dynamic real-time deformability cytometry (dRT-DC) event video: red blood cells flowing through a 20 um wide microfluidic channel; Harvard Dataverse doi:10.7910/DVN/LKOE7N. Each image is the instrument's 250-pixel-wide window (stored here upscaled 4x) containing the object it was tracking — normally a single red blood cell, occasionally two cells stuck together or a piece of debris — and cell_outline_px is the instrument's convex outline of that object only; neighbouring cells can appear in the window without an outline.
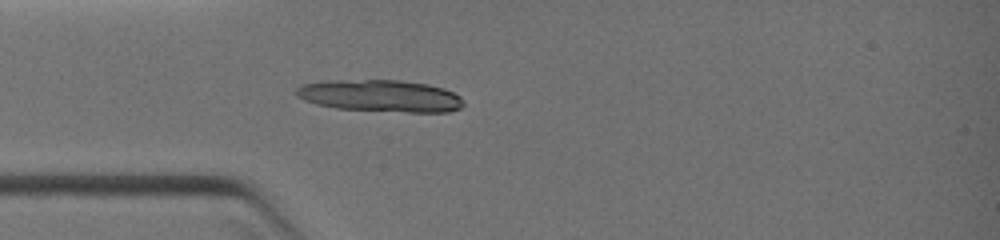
{"species": "common noctule bat (a hibernating species)", "species_latin": "Nyctalus noctula", "temperature_condition": "warm", "stored_images_in_passage": 6, "camera_frame_rate_fps": 3000, "um_per_image_px": 0.085, "animal": {"sex": "female", "body_mass_g": 19.0, "forearm_length_mm": 51.5}, "frame": {"image": 1, "passage_image": 1, "time_ms": 0.0, "image_size_px": [1000, 240], "cell_outline_px": [[464, 104], [460, 108], [448, 112], [408, 112], [336, 108], [316, 104], [304, 100], [296, 96], [296, 88], [300, 84], [324, 80], [400, 80], [428, 84], [444, 88], [460, 96]], "centroid_in_image_um": [32.31, 8.14], "position_along_channel_um": 52.7, "area_um2": 31.33}}
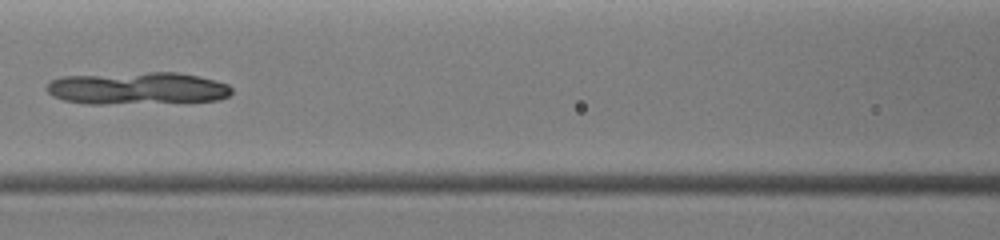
{"frame": {"image": 2, "passage_image": 5, "time_ms": 2.0, "image_size_px": [1000, 240], "cell_outline_px": [[232, 92], [228, 96], [220, 100], [104, 104], [84, 104], [64, 100], [52, 96], [44, 88], [52, 80], [60, 76], [148, 72], [176, 72], [196, 76], [228, 84], [232, 88]], "centroid_in_image_um": [11.62, 7.5], "position_along_channel_um": 155.0, "area_um2": 34.8}}
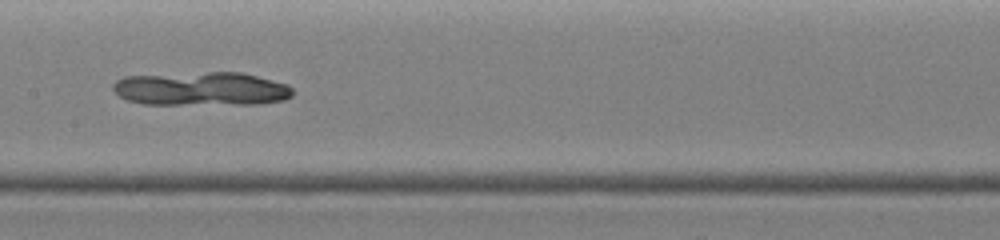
{"frame": {"image": 3, "passage_image": 6, "time_ms": 2.667, "image_size_px": [1000, 240], "cell_outline_px": [[292, 96], [284, 100], [260, 104], [144, 104], [128, 100], [120, 96], [112, 88], [112, 84], [116, 80], [124, 76], [208, 72], [240, 72], [288, 84], [292, 88]], "centroid_in_image_um": [17.12, 7.55], "position_along_channel_um": 190.3, "area_um2": 35.32}}